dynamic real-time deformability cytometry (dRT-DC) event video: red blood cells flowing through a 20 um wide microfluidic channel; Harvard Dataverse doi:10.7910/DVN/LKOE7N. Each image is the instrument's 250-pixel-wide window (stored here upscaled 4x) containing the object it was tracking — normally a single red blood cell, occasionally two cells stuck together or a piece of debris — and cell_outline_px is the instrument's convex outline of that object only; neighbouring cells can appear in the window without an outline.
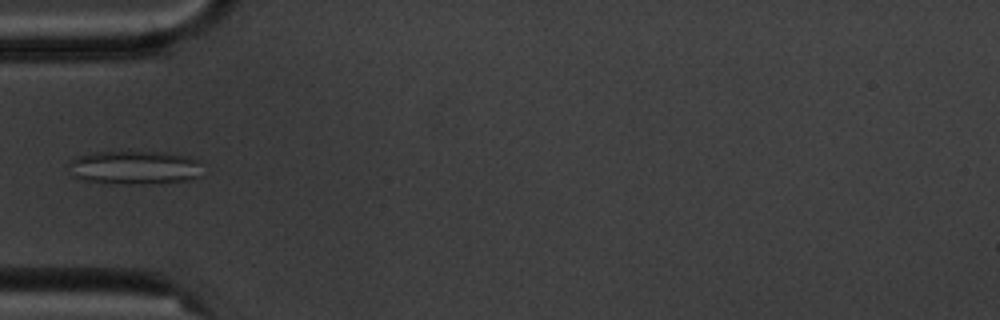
{"species": "common noctule bat (a hibernating species)", "species_latin": "Nyctalus noctula", "temperature_condition": "cold", "stored_images_in_passage": 9, "camera_frame_rate_fps": 3000, "um_per_image_px": 0.085, "animal": {"sex": "male", "body_mass_g": 20.1, "forearm_length_mm": 53.5}, "frame": {"image": 1, "passage_image": 6, "time_ms": 5.667, "image_size_px": [1000, 320], "cell_outline_px": [[200, 176], [192, 180], [152, 184], [112, 184], [84, 180], [72, 176], [68, 172], [68, 164], [76, 156], [92, 152], [128, 148], [164, 152], [188, 156], [196, 160]], "centroid_in_image_um": [11.35, 14.2], "position_along_channel_um": 73.7, "area_um2": 27.57}}
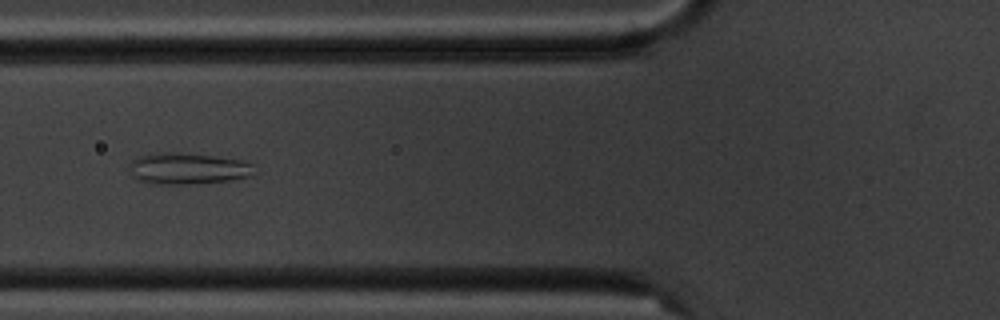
{"frame": {"image": 2, "passage_image": 7, "time_ms": 6.667, "image_size_px": [1000, 320], "cell_outline_px": [[260, 172], [252, 176], [232, 180], [184, 184], [148, 184], [136, 180], [132, 176], [128, 164], [136, 156], [152, 152], [172, 152], [212, 156], [244, 160], [252, 164]], "centroid_in_image_um": [15.95, 14.33], "position_along_channel_um": 109.8, "area_um2": 23.47}}